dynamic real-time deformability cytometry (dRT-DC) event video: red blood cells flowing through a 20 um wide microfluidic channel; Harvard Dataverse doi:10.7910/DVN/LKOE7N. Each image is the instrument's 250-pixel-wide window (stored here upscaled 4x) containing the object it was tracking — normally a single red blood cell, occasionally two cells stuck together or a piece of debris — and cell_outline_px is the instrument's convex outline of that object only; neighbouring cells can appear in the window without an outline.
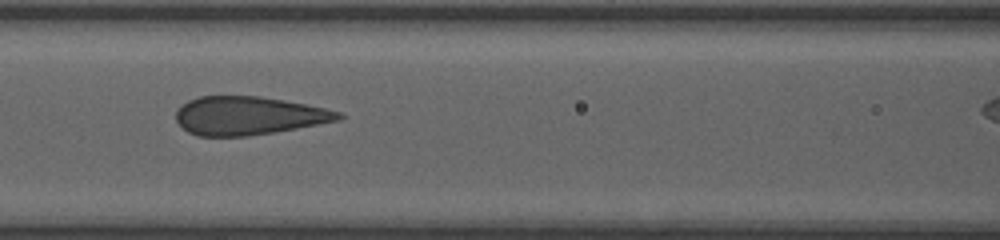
{"species": "human", "species_latin": "Homo sapiens", "temperature_condition": "room temperature", "stored_images_in_passage": 16, "segment_of_instrument_passage": [1, 2], "camera_frame_rate_fps": 3000, "um_per_image_px": 0.085, "donor": {"sex": "female"}, "frame": {"image": 1, "passage_image": 14, "time_ms": 4.333, "image_size_px": [1000, 240], "cell_outline_px": [[344, 116], [340, 120], [296, 128], [248, 136], [196, 136], [188, 132], [176, 120], [176, 112], [180, 104], [188, 100], [200, 96], [260, 96], [284, 100], [324, 108], [340, 112]], "centroid_in_image_um": [21.08, 9.83], "position_along_channel_um": 145.5, "area_um2": 36.18}}